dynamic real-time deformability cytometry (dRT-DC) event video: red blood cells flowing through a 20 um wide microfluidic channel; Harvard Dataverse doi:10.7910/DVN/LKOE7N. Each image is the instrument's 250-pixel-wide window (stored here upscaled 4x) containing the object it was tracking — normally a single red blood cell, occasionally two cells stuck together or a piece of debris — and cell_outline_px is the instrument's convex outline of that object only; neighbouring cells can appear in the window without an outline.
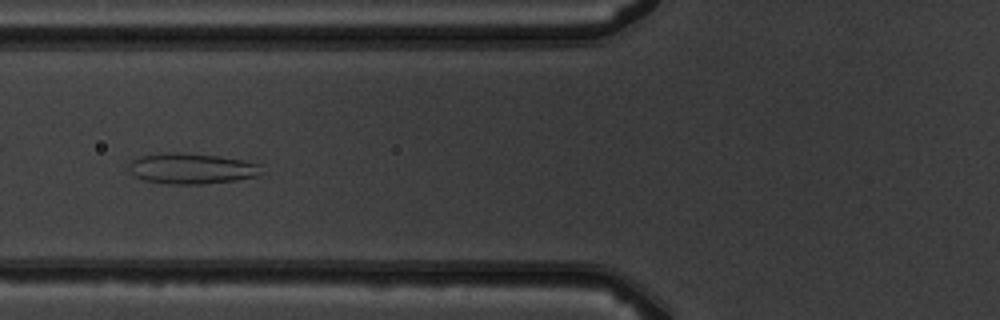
{"species": "common noctule bat (a hibernating species)", "species_latin": "Nyctalus noctula", "temperature_condition": "warm", "stored_images_in_passage": 9, "camera_frame_rate_fps": 3000, "um_per_image_px": 0.085, "animal": {"sex": "male", "body_mass_g": 19.5, "forearm_length_mm": 54.6}, "frame": {"image": 1, "passage_image": 6, "time_ms": 6.667, "image_size_px": [1000, 320], "cell_outline_px": [[260, 176], [236, 180], [204, 184], [168, 184], [144, 180], [136, 176], [128, 168], [132, 160], [140, 156], [160, 152], [176, 152], [220, 156], [260, 164]], "centroid_in_image_um": [16.27, 14.32], "position_along_channel_um": 109.5, "area_um2": 23.7}}
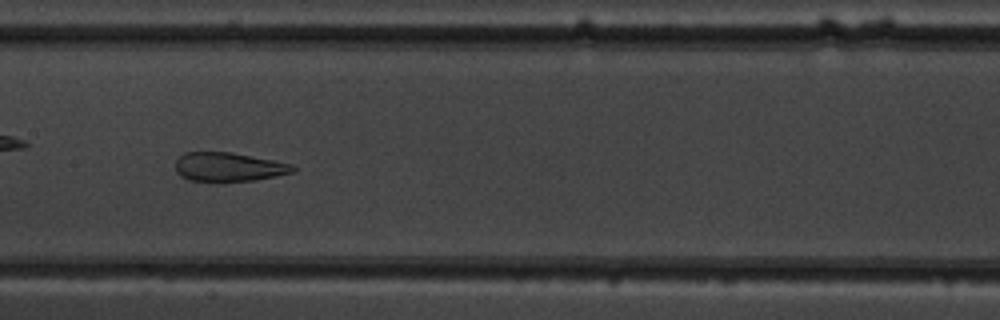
{"frame": {"image": 2, "passage_image": 8, "time_ms": 8.667, "image_size_px": [1000, 320], "cell_outline_px": [[296, 168], [292, 172], [276, 176], [256, 180], [188, 180], [180, 176], [176, 172], [176, 160], [184, 152], [232, 152], [292, 164]], "centroid_in_image_um": [19.41, 14.17], "position_along_channel_um": 188.0, "area_um2": 19.48}}
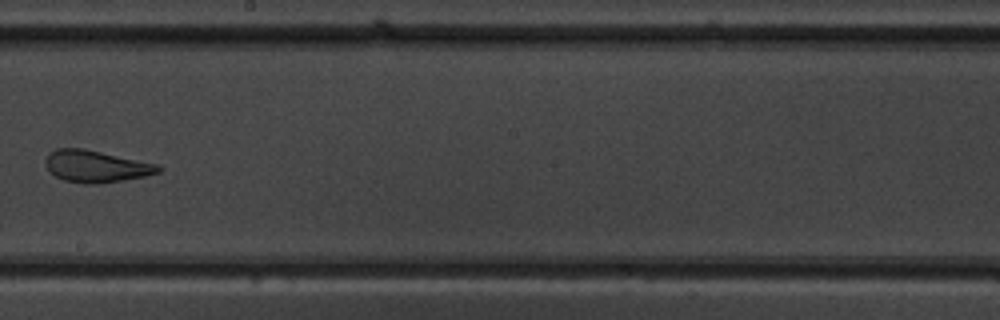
{"frame": {"image": 3, "passage_image": 9, "time_ms": 10.0, "image_size_px": [1000, 320], "cell_outline_px": [[164, 168], [160, 172], [144, 176], [124, 180], [100, 184], [84, 184], [64, 180], [56, 176], [44, 164], [44, 160], [48, 152], [56, 148], [84, 148], [160, 164]], "centroid_in_image_um": [8.18, 14.13], "position_along_channel_um": 240.0, "area_um2": 21.33}}